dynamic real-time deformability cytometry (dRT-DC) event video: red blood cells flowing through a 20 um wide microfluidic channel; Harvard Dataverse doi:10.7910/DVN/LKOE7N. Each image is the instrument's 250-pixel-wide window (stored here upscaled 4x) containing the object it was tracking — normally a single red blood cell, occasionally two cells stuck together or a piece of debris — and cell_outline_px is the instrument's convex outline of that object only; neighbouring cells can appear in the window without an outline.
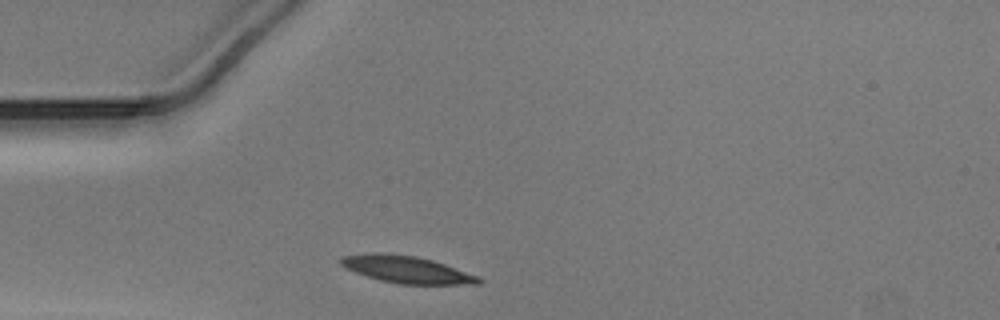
{"species": "Egyptian fruit bat (a non-hibernating species)", "species_latin": "Rousettus aegyptiacus", "temperature_condition": "warm", "stored_images_in_passage": 27, "camera_frame_rate_fps": 3000, "um_per_image_px": 0.085, "animal": {"sex": "male"}, "frame": {"image": 1, "passage_image": 1, "time_ms": 0.0, "image_size_px": [1000, 320], "cell_outline_px": [[484, 280], [480, 284], [400, 284], [380, 280], [356, 272], [340, 264], [340, 256], [372, 252], [388, 252], [416, 256], [432, 260], [480, 276]], "centroid_in_image_um": [34.59, 22.89], "position_along_channel_um": 50.4, "area_um2": 21.85}}
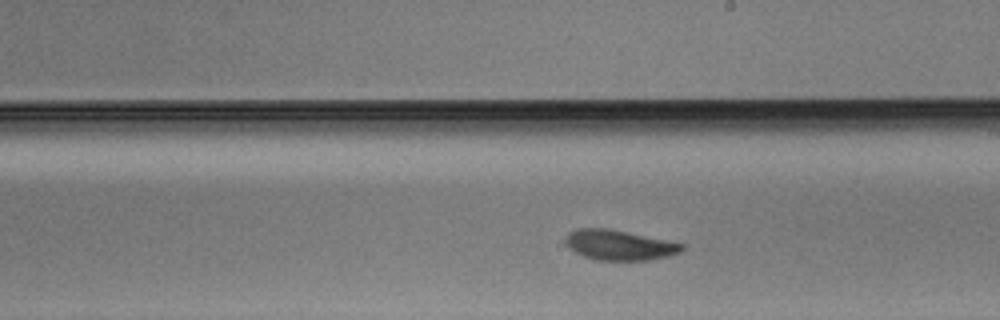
{"frame": {"image": 2, "passage_image": 16, "time_ms": 5.0, "image_size_px": [1000, 320], "cell_outline_px": [[684, 248], [680, 252], [668, 256], [648, 260], [596, 260], [584, 256], [568, 248], [564, 240], [568, 232], [576, 228], [608, 228], [628, 232], [684, 244]], "centroid_in_image_um": [52.59, 20.82], "position_along_channel_um": 236.4, "area_um2": 20.4}}
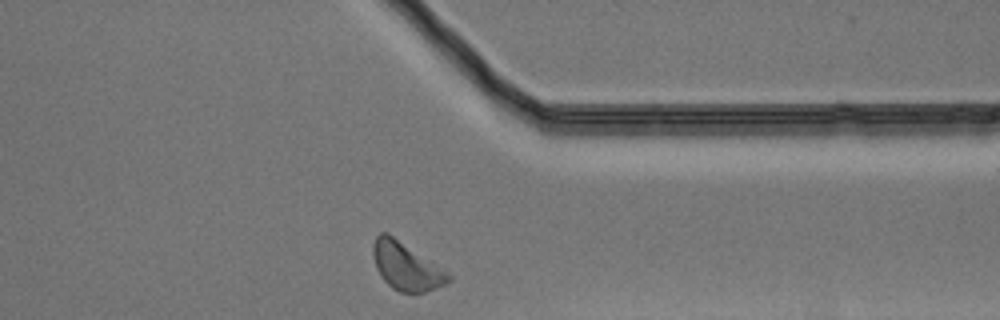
{"frame": {"image": 3, "passage_image": 27, "time_ms": 8.667, "image_size_px": [1000, 320], "cell_outline_px": [[452, 280], [436, 288], [412, 296], [400, 292], [392, 288], [380, 276], [376, 268], [372, 256], [372, 244], [376, 236], [380, 232], [388, 232], [448, 272], [452, 276]], "centroid_in_image_um": [34.5, 22.65], "position_along_channel_um": 376.9, "area_um2": 21.33}}